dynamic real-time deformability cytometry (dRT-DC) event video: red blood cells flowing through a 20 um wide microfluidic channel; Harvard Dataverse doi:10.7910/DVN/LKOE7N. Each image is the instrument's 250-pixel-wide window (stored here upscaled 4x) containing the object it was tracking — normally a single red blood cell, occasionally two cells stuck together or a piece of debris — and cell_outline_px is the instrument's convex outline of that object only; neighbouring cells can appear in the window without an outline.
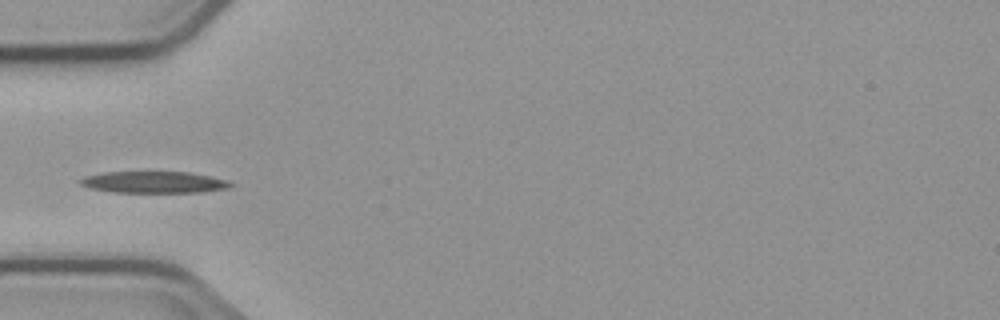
{"species": "common noctule bat (a hibernating species)", "species_latin": "Nyctalus noctula", "temperature_condition": "cold", "stored_images_in_passage": 1, "camera_frame_rate_fps": 3000, "um_per_image_px": 0.085, "animal": {"sex": "male", "body_mass_g": 23.1, "forearm_length_mm": 52.7}, "frame": {"image": 1, "passage_image": 1, "time_ms": 0.0, "image_size_px": [1000, 320], "cell_outline_px": [[232, 184], [228, 188], [200, 192], [112, 192], [88, 188], [80, 184], [80, 180], [84, 176], [104, 172], [188, 172], [228, 180]], "centroid_in_image_um": [13.03, 15.49], "position_along_channel_um": 72.0, "area_um2": 18.79}}